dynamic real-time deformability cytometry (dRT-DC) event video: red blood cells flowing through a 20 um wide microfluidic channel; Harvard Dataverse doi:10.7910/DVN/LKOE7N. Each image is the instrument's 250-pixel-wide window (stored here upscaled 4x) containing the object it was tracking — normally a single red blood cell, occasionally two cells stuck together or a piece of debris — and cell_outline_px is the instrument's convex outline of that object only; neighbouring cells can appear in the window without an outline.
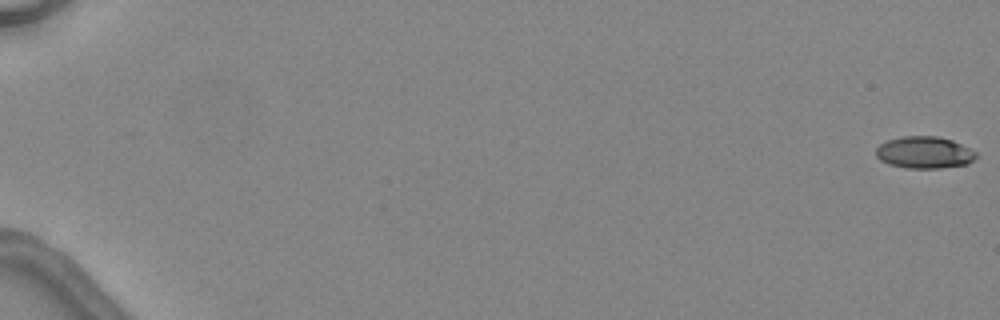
{"species": "common noctule bat (a hibernating species)", "species_latin": "Nyctalus noctula", "temperature_condition": "warm", "stored_images_in_passage": 4, "camera_frame_rate_fps": 3000, "um_per_image_px": 0.085, "animal": {"sex": "female", "body_mass_g": 24.6, "forearm_length_mm": 56.2}, "frame": {"image": 1, "passage_image": 1, "time_ms": 0.0, "image_size_px": [1000, 320], "cell_outline_px": [[976, 160], [968, 164], [940, 168], [904, 168], [888, 164], [880, 160], [876, 156], [876, 148], [880, 144], [888, 140], [904, 136], [936, 136], [952, 140], [976, 152]], "centroid_in_image_um": [78.57, 12.97], "position_along_channel_um": 6.4, "area_um2": 18.67}}